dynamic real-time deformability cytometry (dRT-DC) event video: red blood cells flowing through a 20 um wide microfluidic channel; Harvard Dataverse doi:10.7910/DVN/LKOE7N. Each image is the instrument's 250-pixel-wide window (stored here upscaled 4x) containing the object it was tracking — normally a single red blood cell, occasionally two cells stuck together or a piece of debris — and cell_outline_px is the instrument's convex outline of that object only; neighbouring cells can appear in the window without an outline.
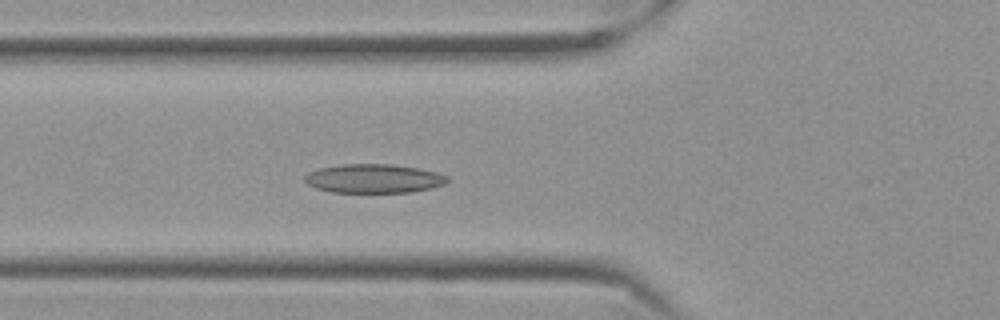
{"species": "Egyptian fruit bat (a non-hibernating species)", "species_latin": "Rousettus aegyptiacus", "temperature_condition": "cold", "stored_images_in_passage": 57, "camera_frame_rate_fps": 3000, "um_per_image_px": 0.085, "frame": {"image": 1, "passage_image": 20, "time_ms": 6.333, "image_size_px": [1000, 320], "cell_outline_px": [[448, 180], [444, 184], [412, 192], [332, 192], [316, 188], [308, 184], [304, 180], [304, 176], [308, 172], [320, 168], [344, 164], [392, 164], [420, 168], [436, 172], [448, 176]], "centroid_in_image_um": [31.76, 15.17], "position_along_channel_um": 94.0, "area_um2": 23.93}}
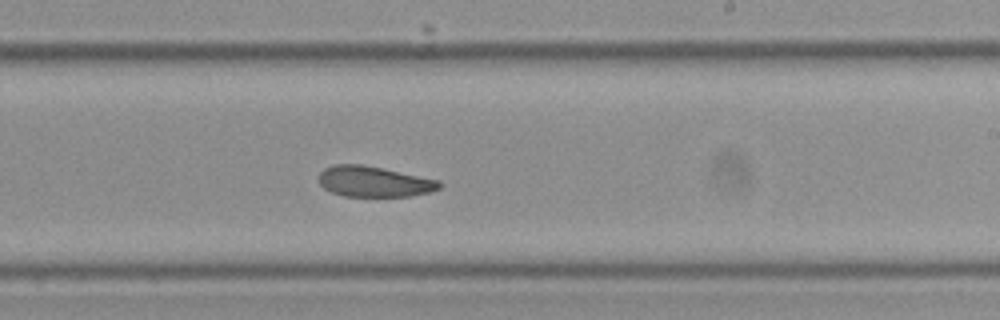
{"frame": {"image": 2, "passage_image": 34, "time_ms": 11.0, "image_size_px": [1000, 320], "cell_outline_px": [[444, 184], [440, 188], [428, 192], [408, 196], [344, 196], [332, 192], [324, 188], [320, 184], [320, 172], [324, 168], [336, 164], [364, 164], [440, 180]], "centroid_in_image_um": [31.81, 15.42], "position_along_channel_um": 257.2, "area_um2": 21.5}}
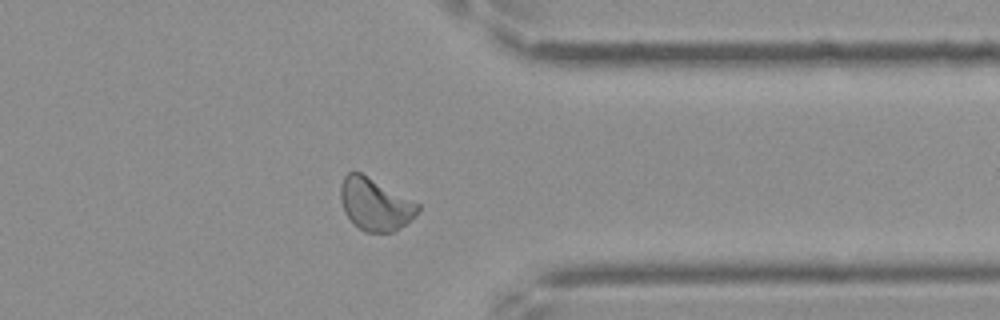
{"frame": {"image": 3, "passage_image": 45, "time_ms": 14.667, "image_size_px": [1000, 320], "cell_outline_px": [[420, 208], [400, 228], [392, 232], [364, 232], [344, 212], [340, 200], [340, 184], [344, 176], [348, 172], [360, 172], [420, 204]], "centroid_in_image_um": [31.84, 17.35], "position_along_channel_um": 379.6, "area_um2": 23.12}, "authors_computed_cell_mechanics": {"area_um2": 23.409, "velocity_mm_per_s": 3.4845, "shape_relaxation_time_tau1_ms": 7.0996, "shape_relaxation_time_tau2_ms": 5.2998, "deformation_change_tau1": 0.1376, "deformation_change_tau2": 0.1061}}